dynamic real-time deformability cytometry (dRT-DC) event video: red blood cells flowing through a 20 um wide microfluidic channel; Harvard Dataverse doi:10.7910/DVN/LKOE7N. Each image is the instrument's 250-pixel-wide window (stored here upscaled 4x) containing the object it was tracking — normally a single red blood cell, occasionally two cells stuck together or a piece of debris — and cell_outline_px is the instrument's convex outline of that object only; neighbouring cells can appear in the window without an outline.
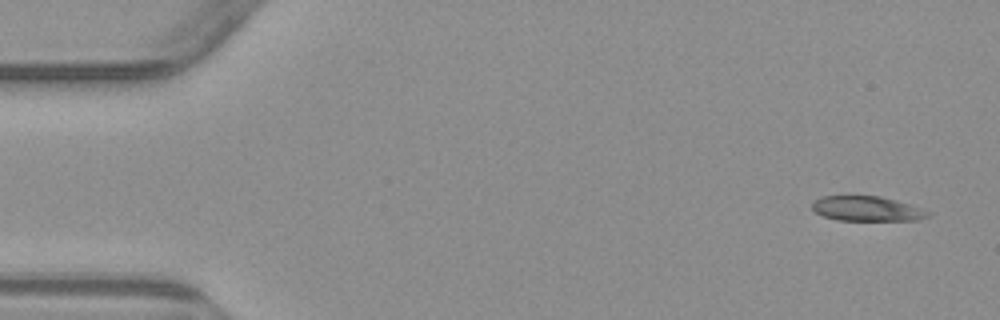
{"species": "common noctule bat (a hibernating species)", "species_latin": "Nyctalus noctula", "temperature_condition": "warm", "stored_images_in_passage": 7, "camera_frame_rate_fps": 3000, "um_per_image_px": 0.085, "animal": {"sex": "male", "body_mass_g": 23.1, "forearm_length_mm": 52.7}, "frame": {"image": 1, "passage_image": 1, "time_ms": 0.0, "image_size_px": [1000, 320], "cell_outline_px": [[932, 216], [920, 220], [836, 220], [824, 216], [816, 212], [812, 208], [812, 204], [820, 196], [880, 196], [896, 200], [932, 212]], "centroid_in_image_um": [73.73, 17.74], "position_along_channel_um": 11.3, "area_um2": 16.76}}
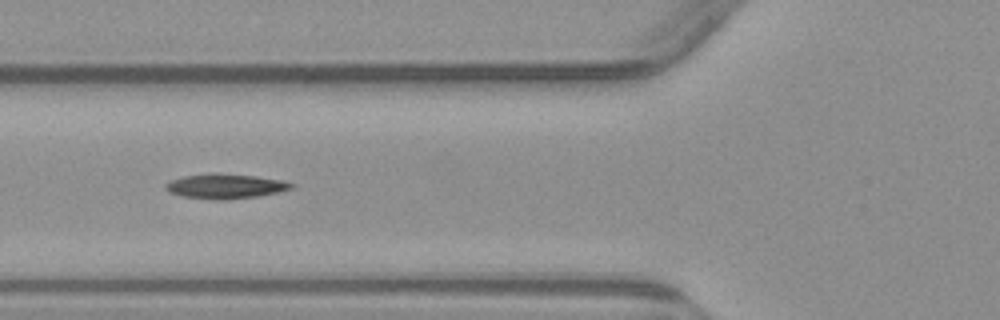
{"frame": {"image": 2, "passage_image": 6, "time_ms": 5.667, "image_size_px": [1000, 320], "cell_outline_px": [[296, 188], [280, 192], [256, 196], [224, 200], [184, 196], [172, 192], [164, 188], [164, 184], [168, 180], [184, 176], [212, 172], [216, 172], [256, 176], [280, 180], [296, 184]], "centroid_in_image_um": [19.19, 15.8], "position_along_channel_um": 106.6, "area_um2": 18.21}}
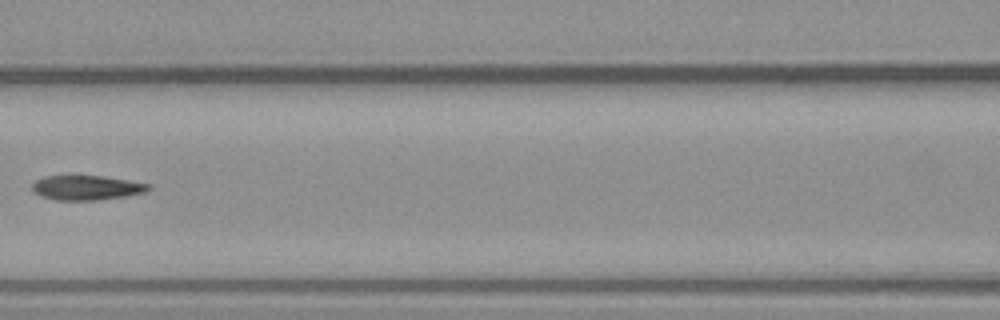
{"frame": {"image": 3, "passage_image": 7, "time_ms": 7.0, "image_size_px": [1000, 320], "cell_outline_px": [[152, 188], [144, 192], [124, 196], [100, 200], [56, 200], [40, 196], [32, 188], [32, 184], [36, 180], [44, 176], [104, 176], [152, 184]], "centroid_in_image_um": [7.38, 15.95], "position_along_channel_um": 159.2, "area_um2": 16.65}}